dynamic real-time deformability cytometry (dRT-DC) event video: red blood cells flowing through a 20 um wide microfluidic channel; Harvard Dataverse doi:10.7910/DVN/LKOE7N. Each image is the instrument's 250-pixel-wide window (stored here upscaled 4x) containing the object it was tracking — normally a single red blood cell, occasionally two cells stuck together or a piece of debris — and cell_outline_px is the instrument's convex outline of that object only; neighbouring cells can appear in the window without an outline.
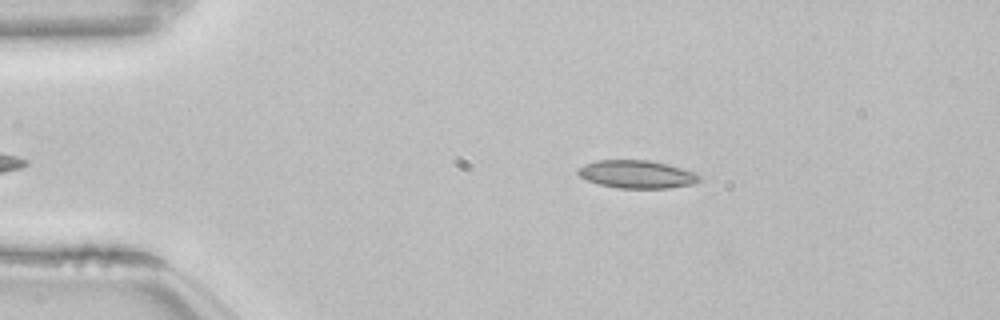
{"species": "common noctule bat (a hibernating species)", "species_latin": "Nyctalus noctula", "temperature_condition": "room temperature", "stored_images_in_passage": 39, "camera_frame_rate_fps": 3000, "um_per_image_px": 0.085, "animal": {"sex": "female", "body_mass_g": 22.7, "forearm_length_mm": 54.2}, "frame": {"image": 1, "passage_image": 3, "time_ms": 0.667, "image_size_px": [1000, 320], "cell_outline_px": [[700, 180], [692, 184], [668, 188], [620, 188], [600, 184], [588, 180], [580, 176], [576, 172], [584, 164], [596, 160], [652, 160], [668, 164], [692, 172], [700, 176]], "centroid_in_image_um": [54.12, 14.8], "position_along_channel_um": 30.9, "area_um2": 19.54}}
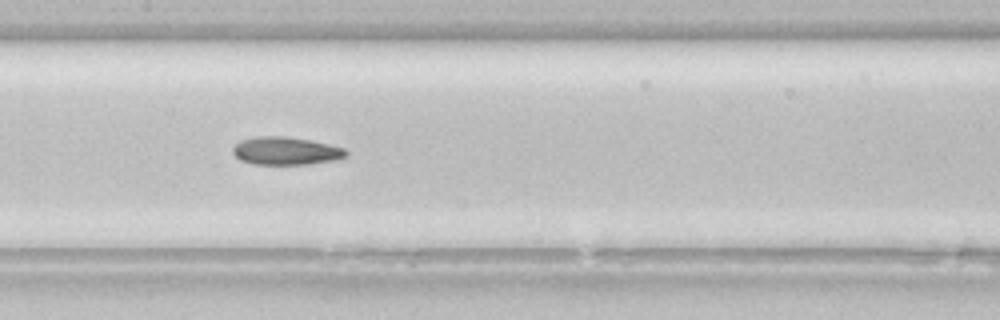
{"frame": {"image": 2, "passage_image": 19, "time_ms": 6.0, "image_size_px": [1000, 320], "cell_outline_px": [[348, 156], [340, 160], [308, 164], [256, 164], [240, 160], [232, 152], [232, 148], [240, 140], [256, 136], [284, 136], [308, 140], [328, 144], [344, 148], [348, 152]], "centroid_in_image_um": [24.32, 12.83], "position_along_channel_um": 183.1, "area_um2": 18.5}}
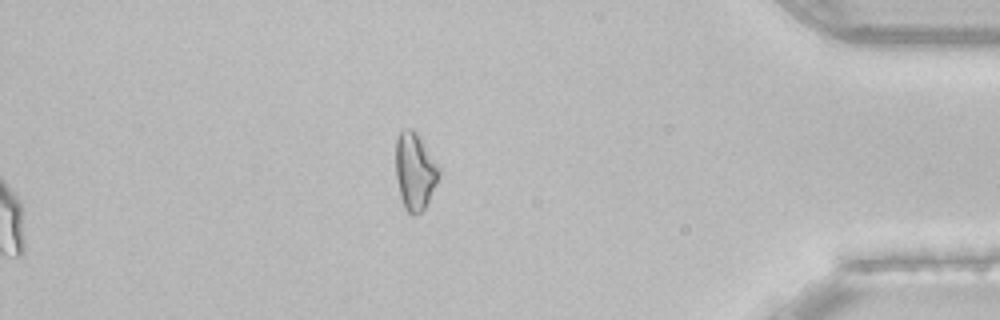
{"frame": {"image": 3, "passage_image": 39, "time_ms": 12.667, "image_size_px": [1000, 320], "cell_outline_px": [[440, 176], [424, 208], [416, 216], [412, 216], [404, 208], [400, 196], [396, 180], [396, 136], [400, 128], [412, 128], [416, 132], [440, 168]], "centroid_in_image_um": [35.24, 14.54], "position_along_channel_um": 400.0, "area_um2": 19.54}, "authors_computed_cell_mechanics": {"area_um2": 18.6116, "velocity_mm_per_s": 3.8442, "shape_relaxation_time_tau1_ms": null, "shape_relaxation_time_tau2_ms": 5.474, "deformation_change_tau1": null, "deformation_change_tau2": 0.1243}}